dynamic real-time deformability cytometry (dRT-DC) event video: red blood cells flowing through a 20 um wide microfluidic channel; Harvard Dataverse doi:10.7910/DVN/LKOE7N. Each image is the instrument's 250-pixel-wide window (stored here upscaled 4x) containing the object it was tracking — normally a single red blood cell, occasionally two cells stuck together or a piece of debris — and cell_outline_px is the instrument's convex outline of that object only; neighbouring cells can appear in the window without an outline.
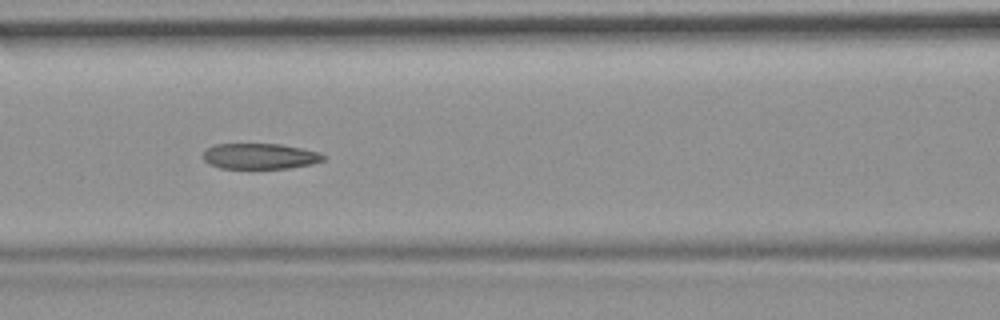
{"species": "common noctule bat (a hibernating species)", "species_latin": "Nyctalus noctula", "temperature_condition": "room temperature", "stored_images_in_passage": 36, "camera_frame_rate_fps": 3000, "um_per_image_px": 0.085, "animal": {"sex": "female", "body_mass_g": 19.9}, "frame": {"image": 1, "passage_image": 11, "time_ms": 3.333, "image_size_px": [1000, 320], "cell_outline_px": [[324, 160], [312, 164], [288, 168], [220, 168], [208, 164], [204, 160], [204, 152], [208, 148], [216, 144], [280, 144], [320, 152], [324, 156]], "centroid_in_image_um": [22.09, 13.28], "position_along_channel_um": 144.5, "area_um2": 17.86}}
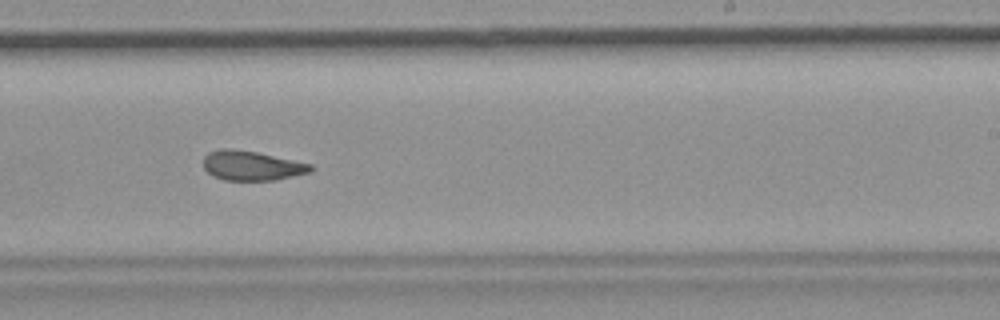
{"frame": {"image": 2, "passage_image": 21, "time_ms": 6.667, "image_size_px": [1000, 320], "cell_outline_px": [[316, 168], [312, 172], [276, 180], [224, 180], [212, 176], [204, 168], [204, 156], [208, 152], [220, 148], [232, 148], [256, 152], [312, 164]], "centroid_in_image_um": [21.41, 14.08], "position_along_channel_um": 267.6, "area_um2": 18.67}, "authors_computed_cell_mechanics": {"area_um2": 19.1896, "velocity_mm_per_s": 3.7118, "shape_relaxation_time_tau1_ms": 10.4034, "shape_relaxation_time_tau2_ms": 2.3652, "deformation_change_tau1": 0.2227, "deformation_change_tau2": 0.1023}}